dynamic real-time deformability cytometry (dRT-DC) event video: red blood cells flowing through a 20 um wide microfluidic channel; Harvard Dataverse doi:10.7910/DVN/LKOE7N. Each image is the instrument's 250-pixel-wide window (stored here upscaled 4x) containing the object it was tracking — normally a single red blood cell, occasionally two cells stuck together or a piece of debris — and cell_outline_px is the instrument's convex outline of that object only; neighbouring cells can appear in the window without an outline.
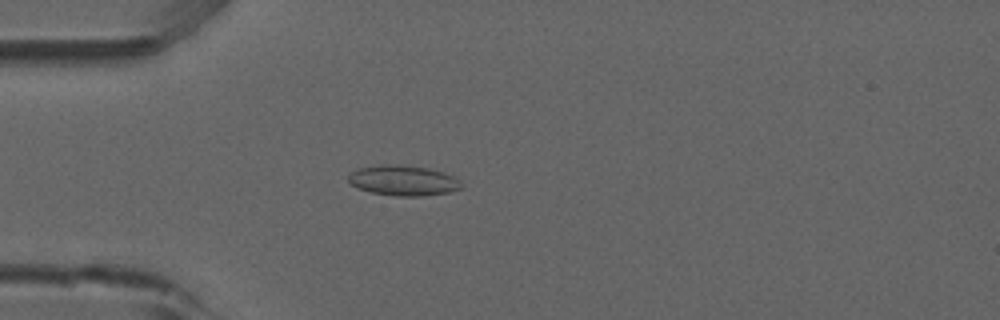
{"species": "common noctule bat (a hibernating species)", "species_latin": "Nyctalus noctula", "temperature_condition": "room temperature", "stored_images_in_passage": 46, "camera_frame_rate_fps": 3000, "um_per_image_px": 0.085, "animal": {"sex": "male", "forearm_length_mm": 52.5}, "frame": {"image": 1, "passage_image": 8, "time_ms": 2.333, "image_size_px": [1000, 320], "cell_outline_px": [[460, 188], [448, 192], [420, 196], [396, 196], [372, 192], [356, 188], [348, 180], [348, 176], [356, 168], [384, 164], [400, 164], [428, 168], [452, 176], [460, 184]], "centroid_in_image_um": [34.19, 15.33], "position_along_channel_um": 50.8, "area_um2": 19.65}}
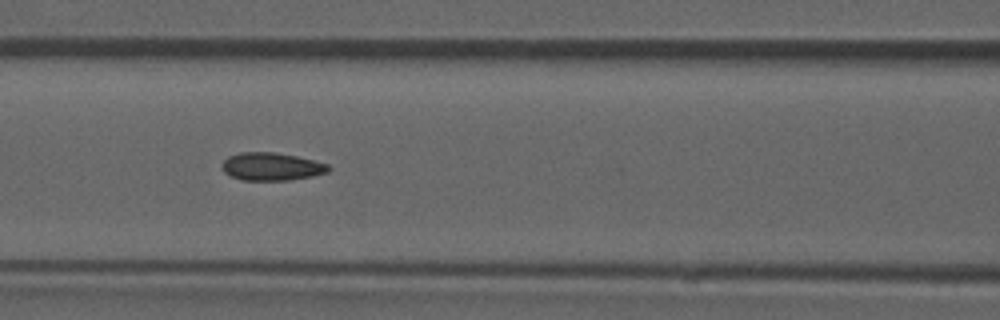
{"frame": {"image": 2, "passage_image": 16, "time_ms": 5.0, "image_size_px": [1000, 320], "cell_outline_px": [[332, 168], [328, 172], [312, 176], [288, 180], [240, 180], [224, 172], [220, 164], [228, 156], [240, 152], [272, 152], [296, 156], [328, 164]], "centroid_in_image_um": [23.06, 14.16], "position_along_channel_um": 143.5, "area_um2": 17.28}}
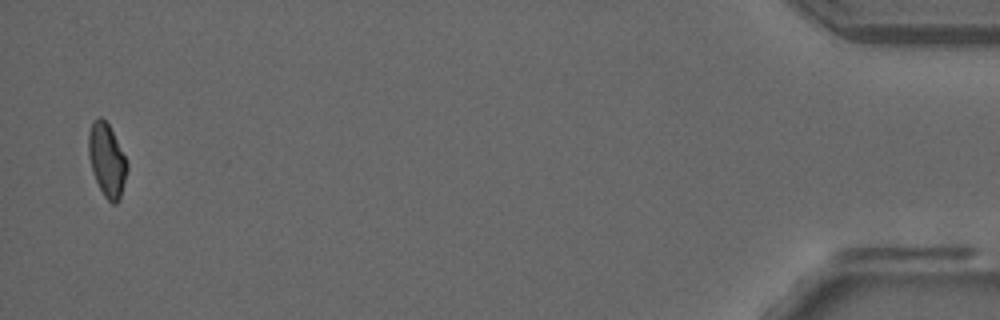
{"frame": {"image": 3, "passage_image": 45, "time_ms": 14.667, "image_size_px": [1000, 320], "cell_outline_px": [[128, 168], [120, 200], [116, 204], [112, 204], [104, 196], [92, 172], [88, 156], [88, 132], [92, 120], [100, 116], [108, 124], [128, 164]], "centroid_in_image_um": [9.06, 13.62], "position_along_channel_um": 426.1, "area_um2": 16.42}, "authors_computed_cell_mechanics": {"area_um2": 17.0221, "velocity_mm_per_s": 3.8759, "shape_relaxation_time_tau1_ms": null, "shape_relaxation_time_tau2_ms": 2.8104, "deformation_change_tau1": null, "deformation_change_tau2": 0.0722}}